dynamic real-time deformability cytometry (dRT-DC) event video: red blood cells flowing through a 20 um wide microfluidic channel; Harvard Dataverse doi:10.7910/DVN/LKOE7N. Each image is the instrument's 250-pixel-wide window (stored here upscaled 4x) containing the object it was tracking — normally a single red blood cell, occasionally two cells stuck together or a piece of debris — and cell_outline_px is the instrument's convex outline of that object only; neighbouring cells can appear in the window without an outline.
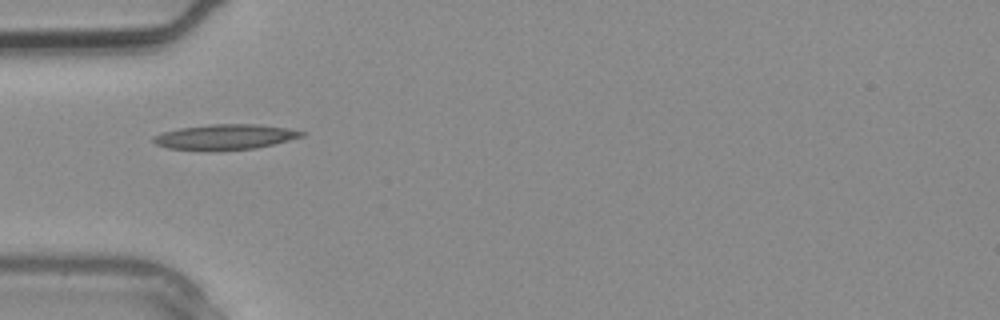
{"species": "common noctule bat (a hibernating species)", "species_latin": "Nyctalus noctula", "temperature_condition": "warm", "stored_images_in_passage": 2, "camera_frame_rate_fps": 3000, "um_per_image_px": 0.085, "animal": {"sex": "male", "body_mass_g": 20.4}, "frame": {"image": 1, "passage_image": 2, "time_ms": 0.333, "image_size_px": [1000, 320], "cell_outline_px": [[308, 132], [304, 136], [256, 148], [168, 148], [156, 144], [152, 140], [152, 136], [164, 132], [180, 128], [212, 124], [256, 124], [288, 128]], "centroid_in_image_um": [19.2, 11.59], "position_along_channel_um": 65.8, "area_um2": 20.87}}